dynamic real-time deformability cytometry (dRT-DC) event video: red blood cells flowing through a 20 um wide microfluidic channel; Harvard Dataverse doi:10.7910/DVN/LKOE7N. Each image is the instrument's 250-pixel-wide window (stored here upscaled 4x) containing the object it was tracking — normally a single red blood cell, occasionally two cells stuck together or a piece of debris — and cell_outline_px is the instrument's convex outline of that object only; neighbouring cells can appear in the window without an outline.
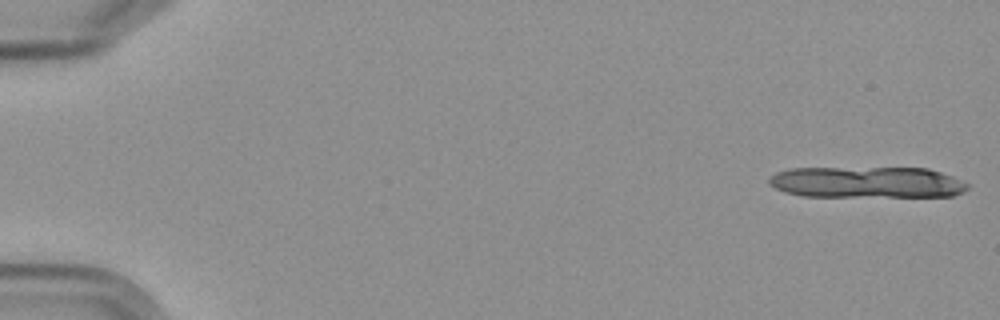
{"species": "Egyptian fruit bat (a non-hibernating species)", "species_latin": "Rousettus aegyptiacus", "temperature_condition": "cold", "stored_images_in_passage": 6, "camera_frame_rate_fps": 3000, "um_per_image_px": 0.085, "frame": {"image": 1, "passage_image": 1, "time_ms": 0.0, "image_size_px": [1000, 320], "cell_outline_px": [[968, 188], [964, 192], [952, 196], [800, 196], [784, 192], [776, 188], [768, 180], [776, 172], [788, 168], [928, 168], [952, 176], [968, 184]], "centroid_in_image_um": [73.69, 15.49], "position_along_channel_um": 11.3, "area_um2": 36.13}}
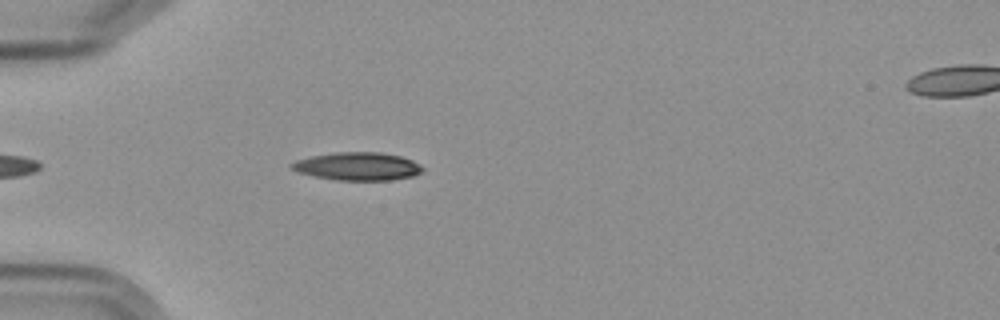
{"frame": {"image": 2, "passage_image": 5, "time_ms": 5.667, "image_size_px": [1000, 320], "cell_outline_px": [[424, 168], [420, 172], [412, 176], [392, 180], [336, 180], [296, 172], [288, 168], [288, 164], [296, 160], [312, 156], [336, 152], [380, 152], [400, 156], [412, 160], [420, 164]], "centroid_in_image_um": [30.36, 14.13], "position_along_channel_um": 54.6, "area_um2": 21.44}}